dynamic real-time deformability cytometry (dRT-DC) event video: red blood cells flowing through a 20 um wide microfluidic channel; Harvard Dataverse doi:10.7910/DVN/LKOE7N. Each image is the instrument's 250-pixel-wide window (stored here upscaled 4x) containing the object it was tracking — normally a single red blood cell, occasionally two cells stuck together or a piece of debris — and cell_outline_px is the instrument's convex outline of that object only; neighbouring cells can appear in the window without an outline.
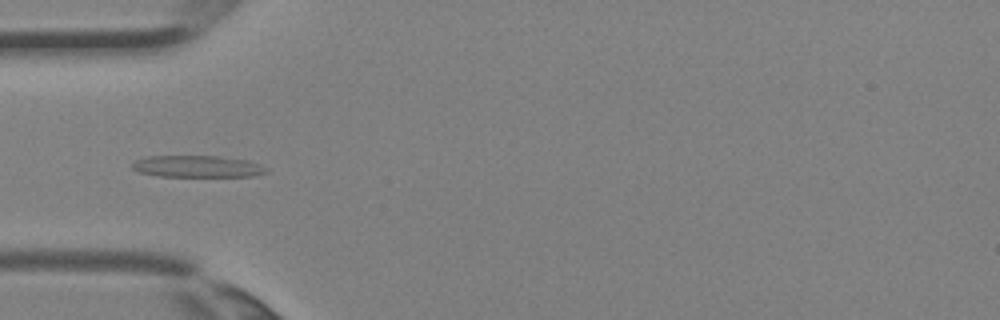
{"species": "Egyptian fruit bat (a non-hibernating species)", "species_latin": "Rousettus aegyptiacus", "temperature_condition": "room temperature", "stored_images_in_passage": 4, "camera_frame_rate_fps": 3000, "um_per_image_px": 0.085, "animal": {"sex": "female"}, "frame": {"image": 1, "passage_image": 4, "time_ms": 1.0, "image_size_px": [1000, 320], "cell_outline_px": [[268, 172], [252, 176], [160, 176], [140, 172], [132, 168], [132, 164], [136, 160], [148, 156], [216, 156], [248, 160], [260, 164], [268, 168]], "centroid_in_image_um": [16.81, 14.14], "position_along_channel_um": 68.2, "area_um2": 16.88}}